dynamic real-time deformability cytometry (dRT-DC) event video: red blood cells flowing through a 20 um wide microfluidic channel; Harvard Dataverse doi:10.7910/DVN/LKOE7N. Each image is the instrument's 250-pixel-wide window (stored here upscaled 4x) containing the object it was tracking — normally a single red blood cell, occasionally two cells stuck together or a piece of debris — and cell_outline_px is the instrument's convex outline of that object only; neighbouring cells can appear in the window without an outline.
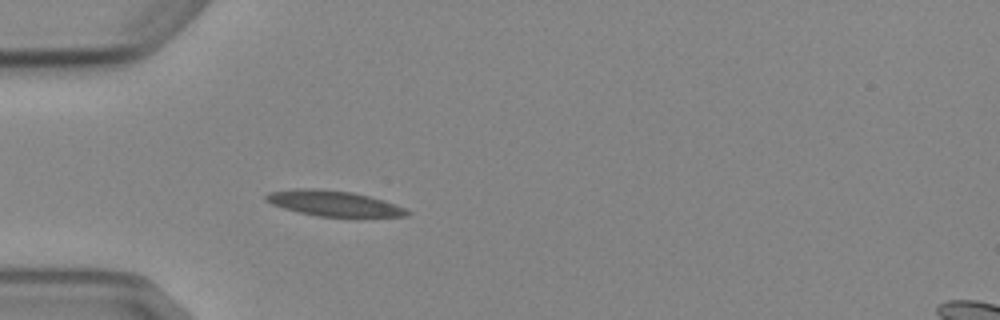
{"species": "Egyptian fruit bat (a non-hibernating species)", "species_latin": "Rousettus aegyptiacus", "temperature_condition": "cold", "stored_images_in_passage": 4, "camera_frame_rate_fps": 3000, "um_per_image_px": 0.085, "animal": {"sex": "female"}, "frame": {"image": 1, "passage_image": 4, "time_ms": 3.333, "image_size_px": [1000, 320], "cell_outline_px": [[412, 212], [408, 216], [320, 216], [300, 212], [284, 208], [272, 204], [264, 200], [264, 196], [268, 192], [296, 188], [316, 188], [352, 192], [384, 200], [404, 208]], "centroid_in_image_um": [28.33, 17.27], "position_along_channel_um": 56.7, "area_um2": 20.69}}